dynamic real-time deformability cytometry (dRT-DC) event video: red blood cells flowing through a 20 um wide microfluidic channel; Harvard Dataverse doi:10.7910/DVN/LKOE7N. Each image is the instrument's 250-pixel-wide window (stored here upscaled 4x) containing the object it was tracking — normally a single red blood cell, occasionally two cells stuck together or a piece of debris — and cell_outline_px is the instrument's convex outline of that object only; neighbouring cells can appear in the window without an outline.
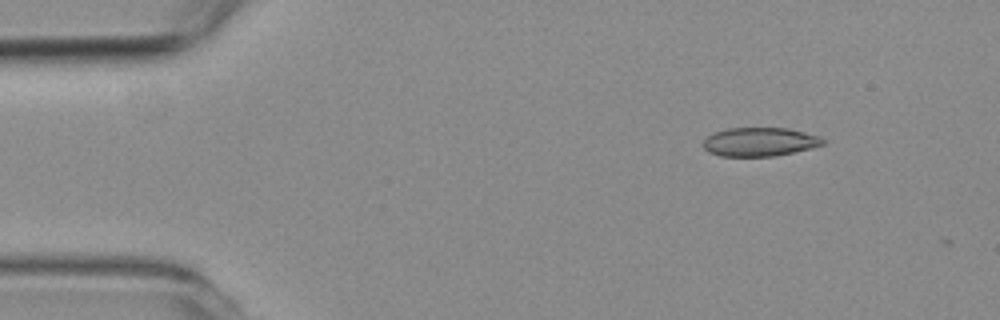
{"species": "common noctule bat (a hibernating species)", "species_latin": "Nyctalus noctula", "temperature_condition": "room temperature", "stored_images_in_passage": 5, "camera_frame_rate_fps": 3000, "um_per_image_px": 0.085, "animal": {"sex": "female", "body_mass_g": 19.3, "forearm_length_mm": 54.1}, "frame": {"image": 1, "passage_image": 1, "time_ms": 0.0, "image_size_px": [1000, 320], "cell_outline_px": [[824, 144], [776, 156], [720, 156], [708, 152], [704, 148], [704, 140], [712, 132], [728, 128], [788, 128], [820, 136], [824, 140]], "centroid_in_image_um": [64.54, 12.05], "position_along_channel_um": 20.5, "area_um2": 19.94}}